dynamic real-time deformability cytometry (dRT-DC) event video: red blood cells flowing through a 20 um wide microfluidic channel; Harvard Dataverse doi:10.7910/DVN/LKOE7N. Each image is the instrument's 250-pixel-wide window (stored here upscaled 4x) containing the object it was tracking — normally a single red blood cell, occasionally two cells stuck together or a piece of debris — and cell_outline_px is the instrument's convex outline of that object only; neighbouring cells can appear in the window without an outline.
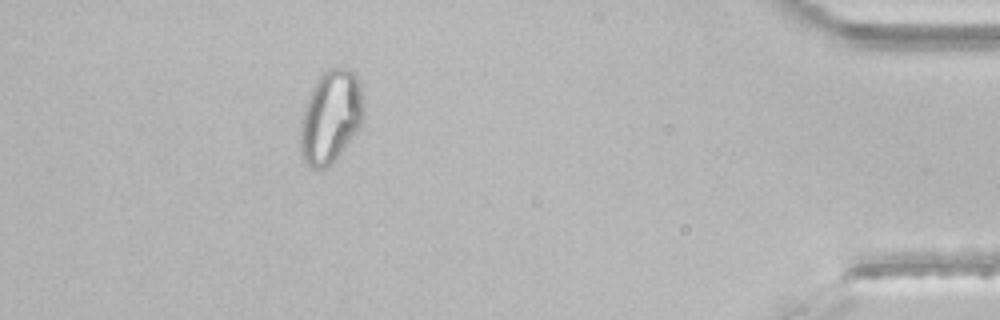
{"species": "common noctule bat (a hibernating species)", "species_latin": "Nyctalus noctula", "temperature_condition": "room temperature", "stored_images_in_passage": 43, "segment_of_instrument_passage": [2, 2], "camera_frame_rate_fps": 3000, "um_per_image_px": 0.085, "animal": {"sex": "male", "body_mass_g": 21.5, "forearm_length_mm": 52.0}, "frame": {"image": 1, "passage_image": 39, "time_ms": 12.667, "image_size_px": [1000, 320], "cell_outline_px": [[364, 116], [360, 124], [344, 148], [332, 164], [324, 168], [312, 168], [304, 164], [300, 152], [300, 120], [304, 108], [312, 88], [316, 80], [328, 68], [348, 68], [356, 72], [360, 88], [364, 108]], "centroid_in_image_um": [28.08, 9.93], "position_along_channel_um": 407.1, "area_um2": 34.22}}